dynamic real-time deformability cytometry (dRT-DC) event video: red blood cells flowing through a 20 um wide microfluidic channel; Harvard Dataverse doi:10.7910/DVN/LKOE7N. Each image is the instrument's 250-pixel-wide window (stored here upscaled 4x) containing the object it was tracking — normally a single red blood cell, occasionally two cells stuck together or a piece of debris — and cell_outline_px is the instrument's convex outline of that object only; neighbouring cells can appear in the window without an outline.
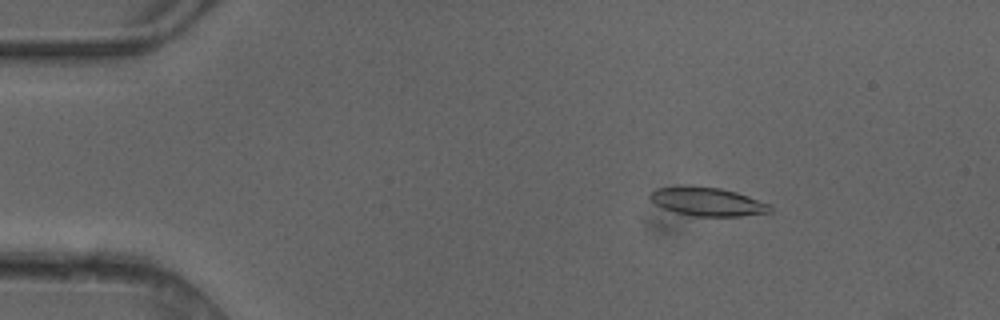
{"species": "common noctule bat (a hibernating species)", "species_latin": "Nyctalus noctula", "temperature_condition": "cold", "stored_images_in_passage": 5, "camera_frame_rate_fps": 3000, "um_per_image_px": 0.085, "animal": {"sex": "female"}, "frame": {"image": 1, "passage_image": 3, "time_ms": 0.667, "image_size_px": [1000, 320], "cell_outline_px": [[772, 212], [740, 216], [696, 216], [676, 212], [664, 208], [656, 204], [648, 196], [656, 188], [720, 188], [736, 192], [748, 196], [768, 204], [772, 208]], "centroid_in_image_um": [60.19, 17.18], "position_along_channel_um": 24.8, "area_um2": 19.07}}
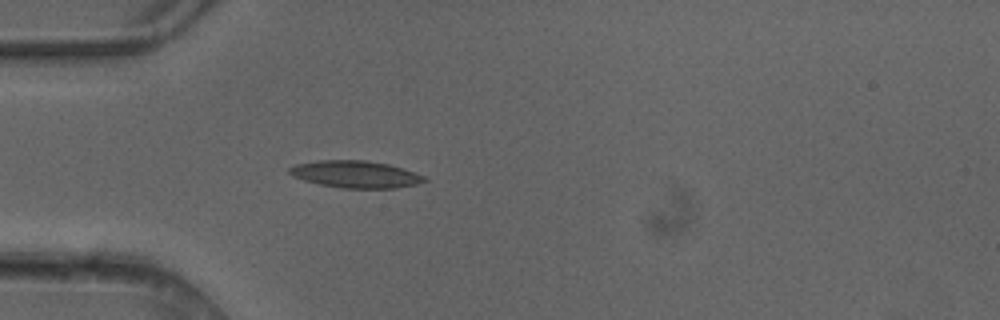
{"frame": {"image": 2, "passage_image": 5, "time_ms": 1.333, "image_size_px": [1000, 320], "cell_outline_px": [[428, 180], [416, 184], [396, 188], [340, 188], [320, 184], [304, 180], [292, 176], [288, 172], [288, 168], [296, 164], [316, 160], [368, 160], [388, 164], [404, 168], [424, 176]], "centroid_in_image_um": [30.21, 14.8], "position_along_channel_um": 54.8, "area_um2": 21.39}}